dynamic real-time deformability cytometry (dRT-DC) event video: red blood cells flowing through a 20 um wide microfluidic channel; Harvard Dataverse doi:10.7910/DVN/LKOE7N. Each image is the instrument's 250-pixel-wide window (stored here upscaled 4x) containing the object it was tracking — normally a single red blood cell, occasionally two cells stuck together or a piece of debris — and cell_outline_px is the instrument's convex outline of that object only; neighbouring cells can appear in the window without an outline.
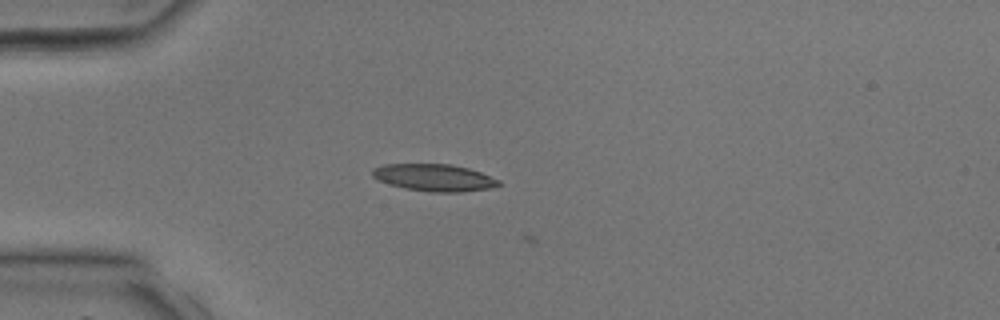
{"species": "common noctule bat (a hibernating species)", "species_latin": "Nyctalus noctula", "temperature_condition": "room temperature", "stored_images_in_passage": 4, "camera_frame_rate_fps": 3000, "um_per_image_px": 0.085, "animal": {"sex": "male", "body_mass_g": 17.9, "forearm_length_mm": 54.2}, "frame": {"image": 1, "passage_image": 3, "time_ms": 0.667, "image_size_px": [1000, 320], "cell_outline_px": [[500, 184], [492, 188], [460, 192], [432, 192], [404, 188], [388, 184], [376, 180], [372, 176], [372, 168], [384, 164], [452, 164], [468, 168], [480, 172], [500, 180]], "centroid_in_image_um": [36.88, 15.09], "position_along_channel_um": 48.1, "area_um2": 20.06}}